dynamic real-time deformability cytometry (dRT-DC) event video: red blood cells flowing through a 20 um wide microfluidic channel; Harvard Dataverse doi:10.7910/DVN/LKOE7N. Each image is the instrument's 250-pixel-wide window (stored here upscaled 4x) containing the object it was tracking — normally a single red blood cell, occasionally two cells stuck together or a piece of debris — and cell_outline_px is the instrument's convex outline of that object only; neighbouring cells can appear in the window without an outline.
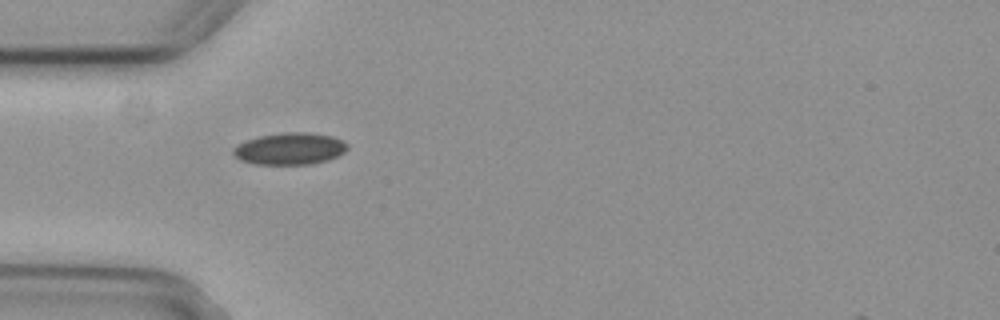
{"species": "common noctule bat (a hibernating species)", "species_latin": "Nyctalus noctula", "temperature_condition": "cold", "stored_images_in_passage": 4, "camera_frame_rate_fps": 3000, "um_per_image_px": 0.085, "animal": {"sex": "female", "body_mass_g": 29.2, "forearm_length_mm": 56.3}, "frame": {"image": 1, "passage_image": 1, "time_ms": 0.0, "image_size_px": [1000, 320], "cell_outline_px": [[348, 148], [344, 152], [328, 160], [312, 164], [256, 164], [240, 160], [232, 152], [232, 148], [236, 144], [260, 136], [284, 132], [308, 132], [332, 136], [344, 140], [348, 144]], "centroid_in_image_um": [24.65, 12.63], "position_along_channel_um": 60.4, "area_um2": 21.27}}
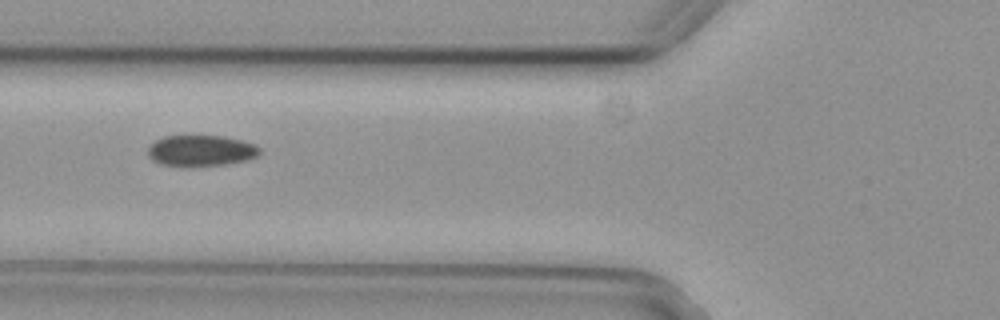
{"frame": {"image": 2, "passage_image": 2, "time_ms": 0.333, "image_size_px": [1000, 320], "cell_outline_px": [[260, 152], [256, 156], [244, 160], [224, 164], [160, 164], [152, 160], [148, 156], [148, 148], [156, 140], [164, 136], [224, 136], [256, 144], [260, 148]], "centroid_in_image_um": [17.08, 12.77], "position_along_channel_um": 108.7, "area_um2": 19.48}}
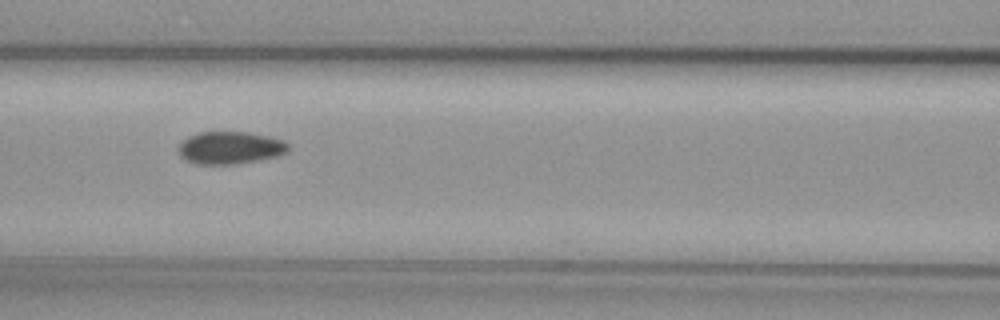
{"frame": {"image": 3, "passage_image": 3, "time_ms": 0.667, "image_size_px": [1000, 320], "cell_outline_px": [[288, 152], [276, 156], [236, 164], [196, 164], [180, 156], [176, 148], [188, 136], [200, 132], [248, 132], [268, 136], [284, 140], [288, 144]], "centroid_in_image_um": [19.55, 12.55], "position_along_channel_um": 147.1, "area_um2": 20.75}}